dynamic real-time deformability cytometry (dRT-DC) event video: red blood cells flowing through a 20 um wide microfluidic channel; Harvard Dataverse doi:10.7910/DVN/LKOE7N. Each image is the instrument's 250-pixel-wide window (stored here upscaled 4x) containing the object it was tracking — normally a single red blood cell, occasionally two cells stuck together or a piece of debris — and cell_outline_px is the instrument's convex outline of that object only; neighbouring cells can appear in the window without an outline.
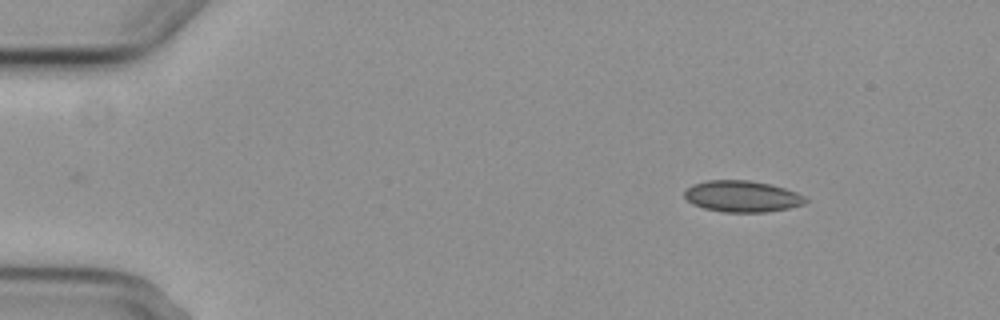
{"species": "common noctule bat (a hibernating species)", "species_latin": "Nyctalus noctula", "temperature_condition": "cold", "stored_images_in_passage": 3, "camera_frame_rate_fps": 3000, "um_per_image_px": 0.085, "animal": {"sex": "female", "body_mass_g": 29.2, "forearm_length_mm": 56.3}, "frame": {"image": 1, "passage_image": 1, "time_ms": 0.0, "image_size_px": [1000, 320], "cell_outline_px": [[808, 200], [804, 204], [788, 208], [764, 212], [724, 212], [704, 208], [692, 204], [684, 196], [684, 192], [692, 184], [708, 180], [748, 180], [768, 184], [784, 188], [796, 192], [804, 196]], "centroid_in_image_um": [63.06, 16.69], "position_along_channel_um": 21.9, "area_um2": 21.96}}